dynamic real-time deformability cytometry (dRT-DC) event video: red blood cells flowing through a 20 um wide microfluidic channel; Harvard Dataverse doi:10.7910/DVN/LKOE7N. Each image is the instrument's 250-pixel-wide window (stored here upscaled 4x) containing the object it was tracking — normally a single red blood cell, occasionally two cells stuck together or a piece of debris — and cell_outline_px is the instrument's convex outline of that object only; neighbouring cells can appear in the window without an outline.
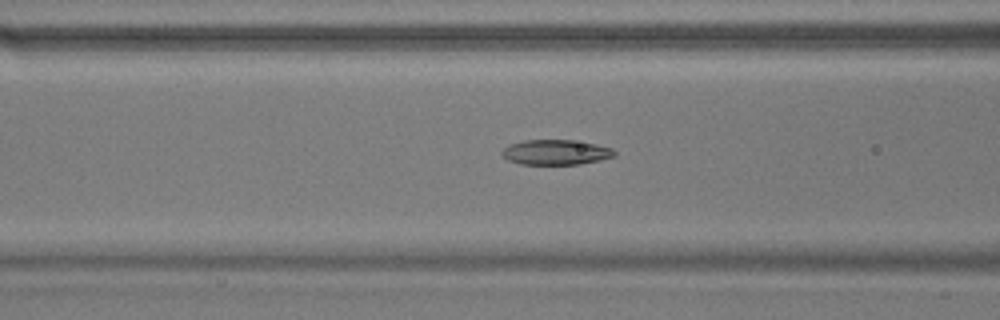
{"species": "common noctule bat (a hibernating species)", "species_latin": "Nyctalus noctula", "temperature_condition": "warm", "stored_images_in_passage": 24, "camera_frame_rate_fps": 3000, "um_per_image_px": 0.085, "animal": {"sex": "male", "body_mass_g": 17.9}, "frame": {"image": 1, "passage_image": 21, "time_ms": 6.667, "image_size_px": [1000, 320], "cell_outline_px": [[616, 156], [600, 160], [580, 164], [520, 164], [508, 160], [500, 152], [504, 148], [512, 144], [524, 140], [572, 140], [596, 144], [612, 148], [616, 152]], "centroid_in_image_um": [47.27, 12.94], "position_along_channel_um": 119.3, "area_um2": 16.36}}
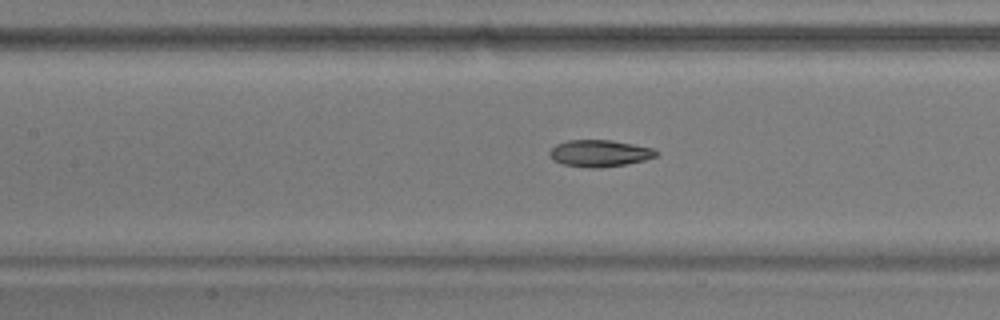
{"frame": {"image": 2, "passage_image": 24, "time_ms": 7.667, "image_size_px": [1000, 320], "cell_outline_px": [[660, 152], [656, 156], [644, 160], [624, 164], [600, 168], [588, 168], [564, 164], [552, 160], [548, 156], [548, 152], [556, 144], [568, 140], [612, 140], [652, 148]], "centroid_in_image_um": [50.93, 13.03], "position_along_channel_um": 156.5, "area_um2": 16.65}}